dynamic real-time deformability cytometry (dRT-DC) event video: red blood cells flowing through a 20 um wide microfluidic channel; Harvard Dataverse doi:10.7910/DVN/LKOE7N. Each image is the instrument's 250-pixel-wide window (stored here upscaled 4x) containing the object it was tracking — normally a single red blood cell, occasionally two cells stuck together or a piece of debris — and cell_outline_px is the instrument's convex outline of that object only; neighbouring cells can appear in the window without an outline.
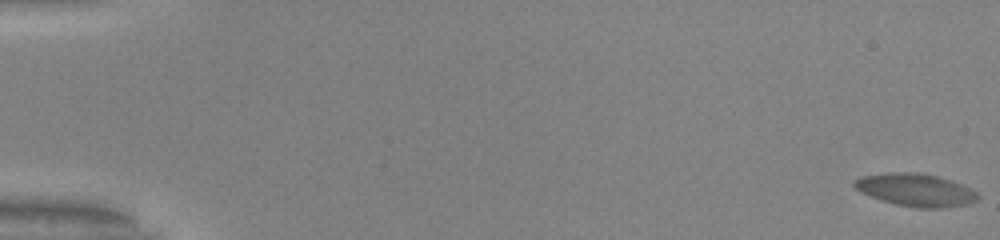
{"species": "common noctule bat (a hibernating species)", "species_latin": "Nyctalus noctula", "temperature_condition": "warm", "stored_images_in_passage": 57, "camera_frame_rate_fps": 3000, "um_per_image_px": 0.085, "animal": {"sex": "male", "body_mass_g": 20.0, "forearm_length_mm": 53.3}, "frame": {"image": 1, "passage_image": 1, "time_ms": 0.0, "image_size_px": [1000, 240], "cell_outline_px": [[980, 196], [976, 200], [968, 204], [940, 208], [916, 208], [896, 204], [880, 200], [860, 192], [852, 184], [852, 180], [860, 176], [888, 172], [924, 172], [952, 180], [976, 192]], "centroid_in_image_um": [77.78, 16.13], "position_along_channel_um": 7.2, "area_um2": 23.76}}
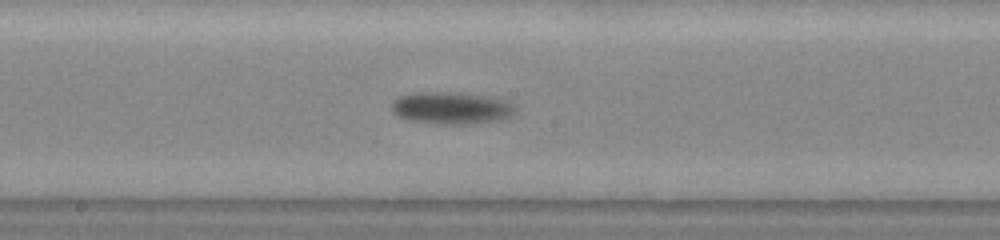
{"frame": {"image": 2, "passage_image": 32, "time_ms": 10.333, "image_size_px": [1000, 240], "cell_outline_px": [[516, 112], [512, 116], [496, 120], [464, 124], [448, 124], [408, 120], [392, 112], [392, 104], [400, 96], [416, 92], [452, 92], [492, 96], [508, 100], [516, 104]], "centroid_in_image_um": [38.45, 9.16], "position_along_channel_um": 209.8, "area_um2": 23.18}}
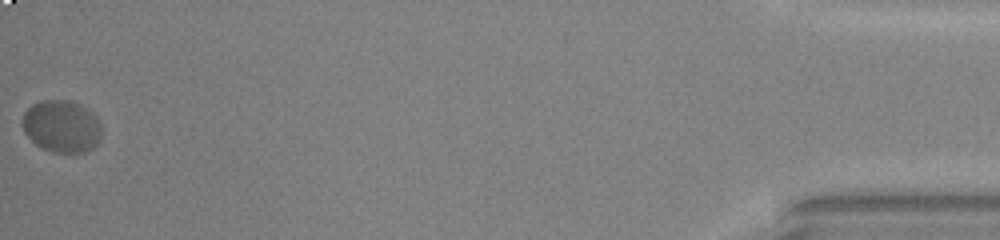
{"frame": {"image": 3, "passage_image": 57, "time_ms": 18.667, "image_size_px": [1000, 240], "cell_outline_px": [[100, 140], [92, 148], [84, 152], [52, 152], [36, 144], [24, 132], [24, 112], [32, 104], [40, 100], [68, 100], [80, 104], [92, 112], [100, 120]], "centroid_in_image_um": [5.26, 10.72], "position_along_channel_um": 429.9, "area_um2": 23.93}, "authors_computed_cell_mechanics": {"area_um2": 22.5998, "velocity_mm_per_s": 3.7532, "shape_relaxation_time_tau1_ms": 3.3268, "shape_relaxation_time_tau2_ms": null, "deformation_change_tau1": 0.1322, "deformation_change_tau2": null}}